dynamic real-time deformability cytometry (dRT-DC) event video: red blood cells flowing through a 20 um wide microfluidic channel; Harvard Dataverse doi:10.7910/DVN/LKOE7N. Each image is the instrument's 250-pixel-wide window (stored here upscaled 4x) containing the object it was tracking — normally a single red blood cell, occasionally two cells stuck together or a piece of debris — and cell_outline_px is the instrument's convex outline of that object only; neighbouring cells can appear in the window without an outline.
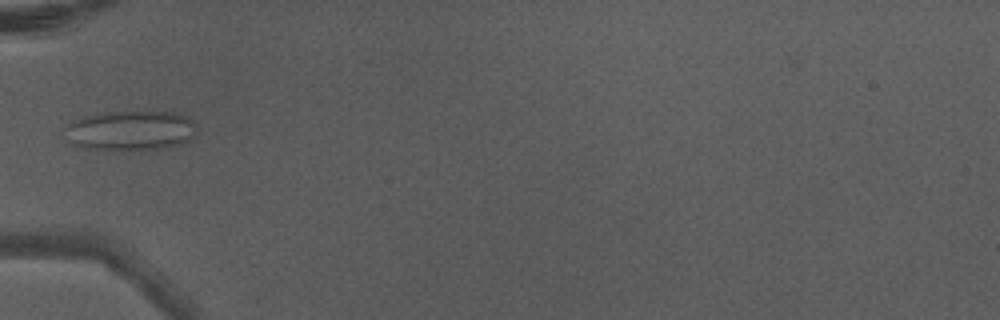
{"species": "Egyptian fruit bat (a non-hibernating species)", "species_latin": "Rousettus aegyptiacus", "temperature_condition": "warm", "stored_images_in_passage": 2, "camera_frame_rate_fps": 3000, "um_per_image_px": 0.085, "animal": {"sex": "male"}, "frame": {"image": 1, "passage_image": 2, "time_ms": 0.333, "image_size_px": [1000, 320], "cell_outline_px": [[196, 132], [188, 140], [180, 144], [164, 148], [84, 148], [72, 144], [60, 128], [72, 120], [104, 112], [172, 112], [184, 116], [192, 120], [196, 124]], "centroid_in_image_um": [11.04, 11.07], "position_along_channel_um": 74.0, "area_um2": 30.11}}